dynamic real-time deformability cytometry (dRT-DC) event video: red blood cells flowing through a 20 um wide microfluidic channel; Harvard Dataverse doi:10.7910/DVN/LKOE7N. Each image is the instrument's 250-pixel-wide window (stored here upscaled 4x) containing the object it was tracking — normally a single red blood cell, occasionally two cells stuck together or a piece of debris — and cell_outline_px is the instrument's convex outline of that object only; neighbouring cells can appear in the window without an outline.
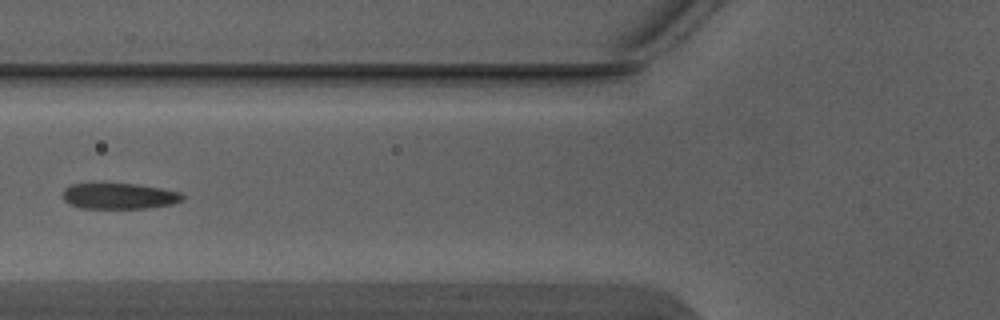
{"species": "Egyptian fruit bat (a non-hibernating species)", "species_latin": "Rousettus aegyptiacus", "temperature_condition": "warm", "stored_images_in_passage": 6, "camera_frame_rate_fps": 3000, "um_per_image_px": 0.085, "animal": {"sex": "male"}, "frame": {"image": 1, "passage_image": 6, "time_ms": 1.667, "image_size_px": [1000, 320], "cell_outline_px": [[184, 200], [172, 204], [148, 208], [80, 208], [68, 204], [64, 200], [64, 188], [72, 184], [136, 184], [160, 188], [180, 192], [184, 196]], "centroid_in_image_um": [10.14, 16.67], "position_along_channel_um": 115.7, "area_um2": 17.98}}